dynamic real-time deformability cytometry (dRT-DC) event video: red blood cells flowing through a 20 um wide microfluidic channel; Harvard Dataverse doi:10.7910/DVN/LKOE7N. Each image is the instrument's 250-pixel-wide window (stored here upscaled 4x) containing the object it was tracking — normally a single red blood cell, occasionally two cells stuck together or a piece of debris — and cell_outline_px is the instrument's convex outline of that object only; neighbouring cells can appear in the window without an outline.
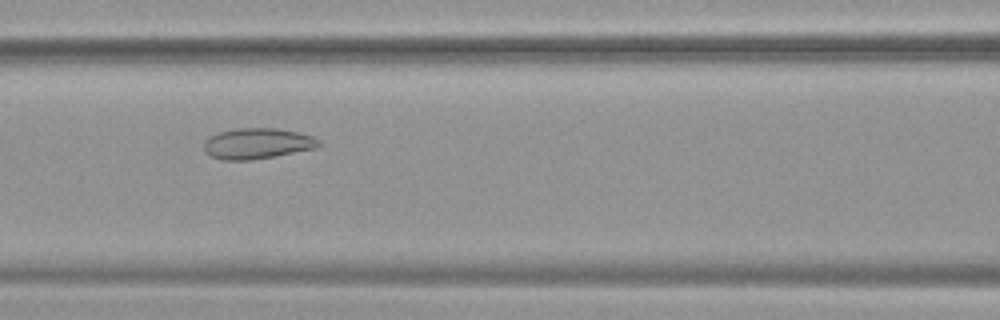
{"species": "common noctule bat (a hibernating species)", "species_latin": "Nyctalus noctula", "temperature_condition": "warm", "stored_images_in_passage": 55, "camera_frame_rate_fps": 3000, "um_per_image_px": 0.085, "animal": {"sex": "female", "body_mass_g": 19.9}, "frame": {"image": 1, "passage_image": 25, "time_ms": 8.0, "image_size_px": [1000, 320], "cell_outline_px": [[320, 144], [316, 148], [276, 156], [252, 160], [220, 160], [208, 156], [204, 148], [204, 140], [208, 136], [220, 132], [236, 128], [276, 128], [296, 132], [312, 136], [320, 140]], "centroid_in_image_um": [21.83, 12.21], "position_along_channel_um": 144.8, "area_um2": 20.75}}
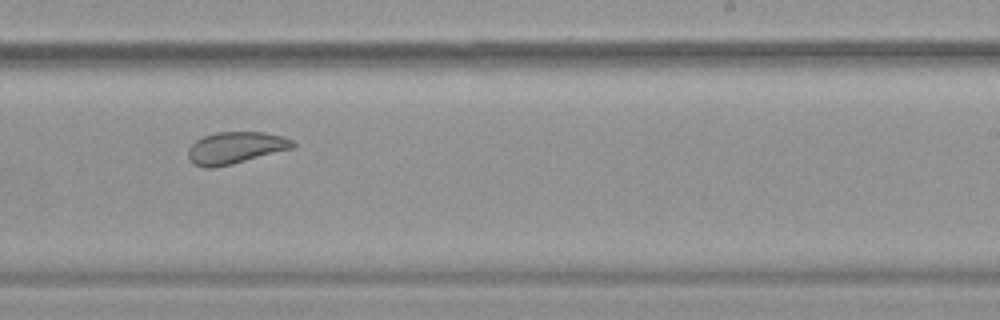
{"frame": {"image": 2, "passage_image": 35, "time_ms": 11.333, "image_size_px": [1000, 320], "cell_outline_px": [[296, 144], [292, 148], [232, 164], [212, 168], [204, 168], [192, 164], [188, 160], [188, 148], [196, 140], [204, 136], [216, 132], [264, 132], [284, 136], [292, 140]], "centroid_in_image_um": [19.98, 12.56], "position_along_channel_um": 269.0, "area_um2": 19.48}}
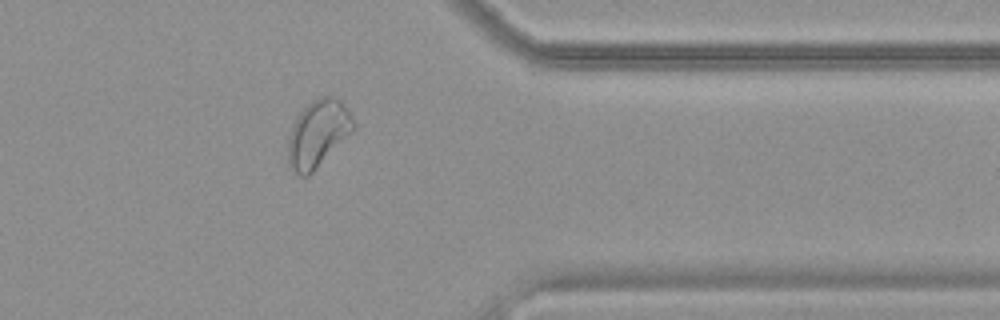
{"frame": {"image": 3, "passage_image": 45, "time_ms": 14.667, "image_size_px": [1000, 320], "cell_outline_px": [[356, 128], [308, 176], [300, 176], [288, 168], [288, 136], [292, 124], [296, 116], [312, 100], [320, 96], [332, 96], [340, 100], [344, 104], [352, 116], [356, 124]], "centroid_in_image_um": [27.01, 11.35], "position_along_channel_um": 384.4, "area_um2": 25.66}, "authors_computed_cell_mechanics": {"area_um2": 25.8366, "velocity_mm_per_s": 3.7476, "shape_relaxation_time_tau1_ms": null, "shape_relaxation_time_tau2_ms": 1.5784, "deformation_change_tau1": null, "deformation_change_tau2": 0.0741}}